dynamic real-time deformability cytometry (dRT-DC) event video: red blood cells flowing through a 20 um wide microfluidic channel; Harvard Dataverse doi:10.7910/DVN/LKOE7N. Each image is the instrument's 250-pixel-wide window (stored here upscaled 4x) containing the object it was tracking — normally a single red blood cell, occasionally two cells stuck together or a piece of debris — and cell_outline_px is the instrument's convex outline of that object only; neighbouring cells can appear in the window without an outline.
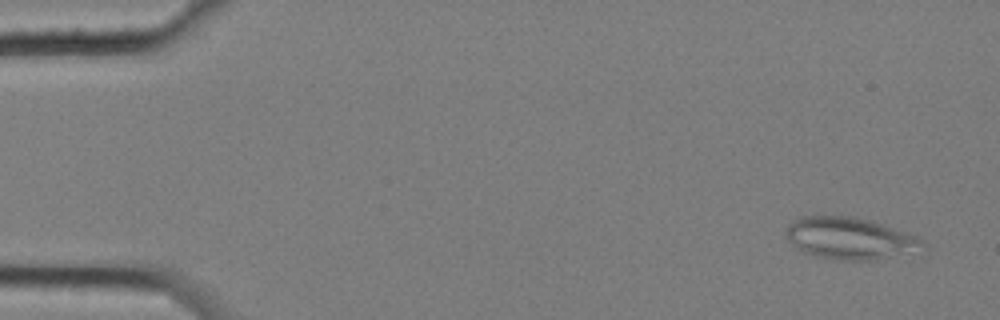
{"species": "common noctule bat (a hibernating species)", "species_latin": "Nyctalus noctula", "temperature_condition": "cold", "stored_images_in_passage": 4, "camera_frame_rate_fps": 3000, "um_per_image_px": 0.085, "animal": {"sex": "female", "body_mass_g": 25.1}, "frame": {"image": 1, "passage_image": 1, "time_ms": 0.0, "image_size_px": [1000, 320], "cell_outline_px": [[928, 248], [868, 260], [840, 260], [816, 256], [800, 252], [784, 236], [788, 224], [800, 216], [856, 216], [872, 220], [920, 236]], "centroid_in_image_um": [72.22, 20.23], "position_along_channel_um": 12.8, "area_um2": 33.64}}
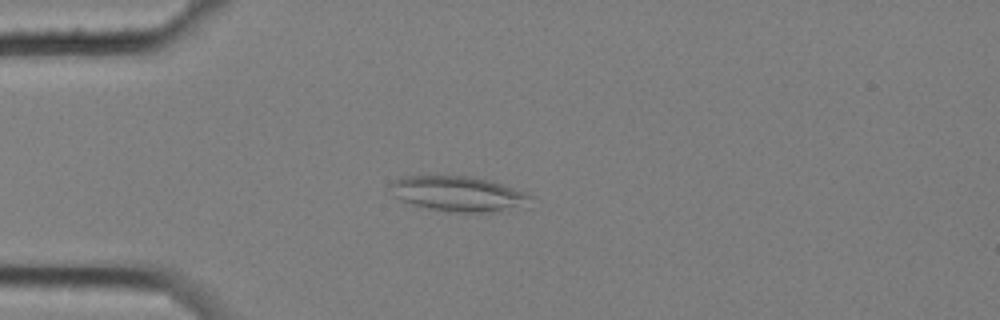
{"frame": {"image": 2, "passage_image": 4, "time_ms": 1.0, "image_size_px": [1000, 320], "cell_outline_px": [[532, 208], [508, 212], [456, 212], [428, 208], [412, 204], [400, 200], [388, 188], [388, 184], [400, 176], [468, 176], [492, 180], [528, 192], [532, 196]], "centroid_in_image_um": [39.12, 16.49], "position_along_channel_um": 45.9, "area_um2": 29.77}}